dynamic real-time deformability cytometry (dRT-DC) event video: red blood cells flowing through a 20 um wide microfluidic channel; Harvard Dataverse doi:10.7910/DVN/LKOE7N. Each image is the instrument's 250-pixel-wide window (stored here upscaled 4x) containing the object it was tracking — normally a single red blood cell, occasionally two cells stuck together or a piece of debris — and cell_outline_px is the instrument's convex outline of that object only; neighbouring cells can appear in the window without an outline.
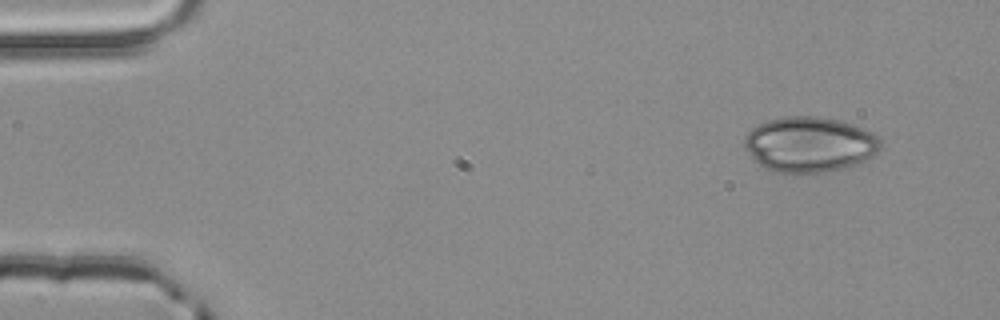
{"species": "common noctule bat (a hibernating species)", "species_latin": "Nyctalus noctula", "temperature_condition": "room temperature", "stored_images_in_passage": 3, "camera_frame_rate_fps": 3000, "um_per_image_px": 0.085, "animal": {"sex": "male", "body_mass_g": 20.4}, "frame": {"image": 1, "passage_image": 1, "time_ms": 0.0, "image_size_px": [1000, 320], "cell_outline_px": [[884, 140], [880, 148], [872, 156], [860, 164], [824, 172], [776, 172], [764, 168], [748, 152], [744, 144], [744, 136], [752, 128], [768, 120], [784, 116], [820, 116], [840, 120], [852, 124], [872, 132], [880, 136]], "centroid_in_image_um": [68.86, 12.26], "position_along_channel_um": 16.1, "area_um2": 44.04}}